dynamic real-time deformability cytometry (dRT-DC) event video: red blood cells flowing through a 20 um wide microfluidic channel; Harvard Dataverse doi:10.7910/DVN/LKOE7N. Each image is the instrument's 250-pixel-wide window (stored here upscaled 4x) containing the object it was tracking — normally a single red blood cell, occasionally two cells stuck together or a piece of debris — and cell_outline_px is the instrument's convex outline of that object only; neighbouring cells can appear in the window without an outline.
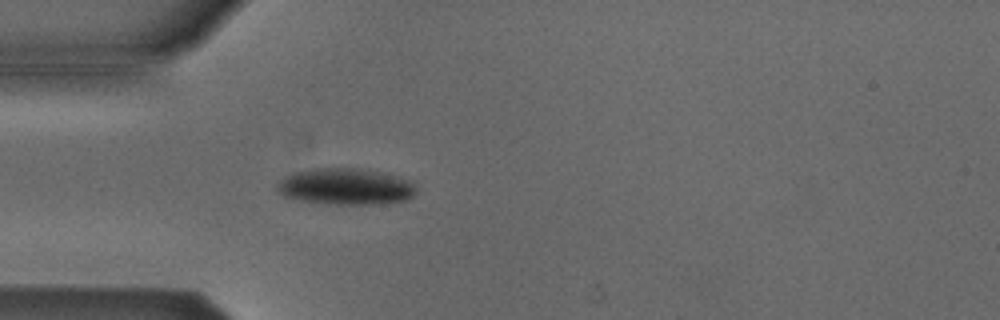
{"species": "Egyptian fruit bat (a non-hibernating species)", "species_latin": "Rousettus aegyptiacus", "temperature_condition": "cold", "stored_images_in_passage": 4, "camera_frame_rate_fps": 3000, "um_per_image_px": 0.085, "animal": {"sex": "male"}, "frame": {"image": 1, "passage_image": 4, "time_ms": 3.667, "image_size_px": [1000, 320], "cell_outline_px": [[416, 192], [408, 200], [376, 204], [336, 204], [300, 200], [284, 196], [276, 192], [276, 184], [284, 176], [292, 172], [316, 168], [360, 168], [388, 172], [412, 180], [416, 188]], "centroid_in_image_um": [29.41, 15.84], "position_along_channel_um": 55.6, "area_um2": 30.06}}